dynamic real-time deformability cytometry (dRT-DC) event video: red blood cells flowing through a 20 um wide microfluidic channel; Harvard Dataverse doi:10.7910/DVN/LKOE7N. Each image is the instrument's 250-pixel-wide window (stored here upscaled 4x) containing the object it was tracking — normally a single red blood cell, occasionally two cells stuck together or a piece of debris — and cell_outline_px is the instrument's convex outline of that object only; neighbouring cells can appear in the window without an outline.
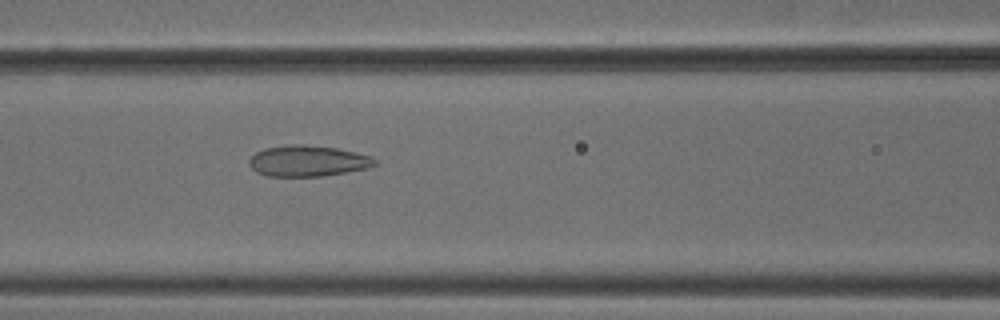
{"species": "common noctule bat (a hibernating species)", "species_latin": "Nyctalus noctula", "temperature_condition": "cold", "stored_images_in_passage": 6, "camera_frame_rate_fps": 3000, "um_per_image_px": 0.085, "animal": {"sex": "male", "body_mass_g": 18.8}, "frame": {"image": 1, "passage_image": 6, "time_ms": 1.667, "image_size_px": [1000, 320], "cell_outline_px": [[376, 164], [368, 168], [320, 176], [264, 176], [256, 172], [248, 164], [248, 160], [256, 152], [264, 148], [292, 144], [304, 144], [336, 148], [356, 152], [372, 156], [376, 160]], "centroid_in_image_um": [26.14, 13.67], "position_along_channel_um": 140.5, "area_um2": 22.72}}